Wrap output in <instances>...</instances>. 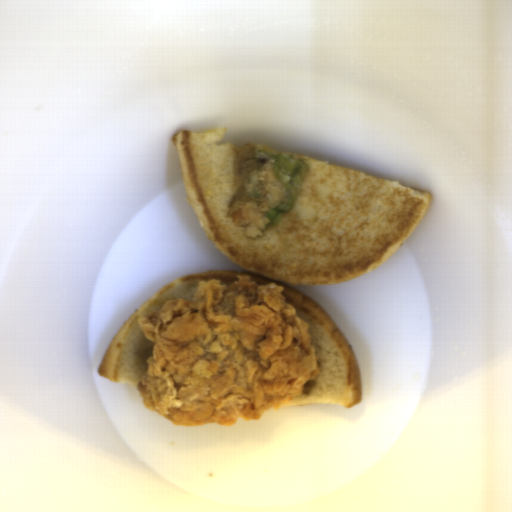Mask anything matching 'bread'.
I'll return each mask as SVG.
<instances>
[{"instance_id": "1", "label": "bread", "mask_w": 512, "mask_h": 512, "mask_svg": "<svg viewBox=\"0 0 512 512\" xmlns=\"http://www.w3.org/2000/svg\"><path fill=\"white\" fill-rule=\"evenodd\" d=\"M228 128L182 130L171 141L180 161L183 186L204 234L241 270L213 269L182 275L161 287L120 327L97 371L111 382L135 387L143 377L155 342L138 318L171 300L191 301L202 280L225 284L250 275L259 285L283 286L281 295L310 326L320 371L303 392L280 408L298 404H342L362 399L360 368L354 350L331 315L314 299L292 287L331 285L376 270L411 236L426 214L432 193L398 180L375 176L303 154L256 143L272 152L301 159L308 168L288 212L270 221L258 237L246 236L227 215L234 190V143H217Z\"/></svg>"}]
</instances>
